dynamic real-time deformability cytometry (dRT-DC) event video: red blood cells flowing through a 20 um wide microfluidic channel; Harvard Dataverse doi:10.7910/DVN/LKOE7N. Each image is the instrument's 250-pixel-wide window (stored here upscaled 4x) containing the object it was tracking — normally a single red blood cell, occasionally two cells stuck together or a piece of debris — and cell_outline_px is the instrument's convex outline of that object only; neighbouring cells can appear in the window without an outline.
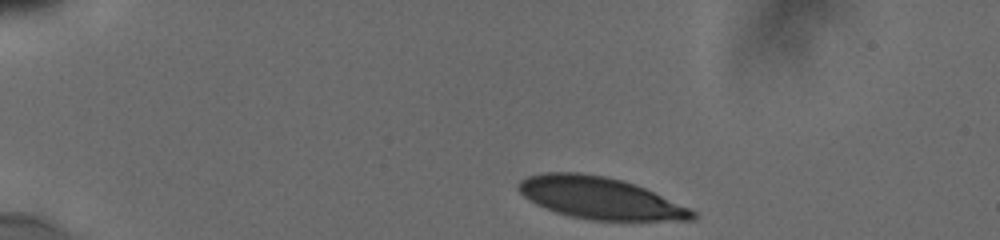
{"species": "human", "species_latin": "Homo sapiens", "temperature_condition": "cold", "stored_images_in_passage": 24, "camera_frame_rate_fps": 3000, "um_per_image_px": 0.085, "donor": {"sex": "male"}, "frame": {"image": 1, "passage_image": 1, "time_ms": 0.0, "image_size_px": [1000, 240], "cell_outline_px": [[696, 216], [692, 220], [588, 220], [568, 216], [544, 208], [528, 200], [516, 188], [516, 184], [520, 180], [528, 176], [544, 172], [576, 172], [604, 176], [636, 184], [688, 208], [696, 212]], "centroid_in_image_um": [50.92, 16.83], "position_along_channel_um": 34.1, "area_um2": 42.25}}
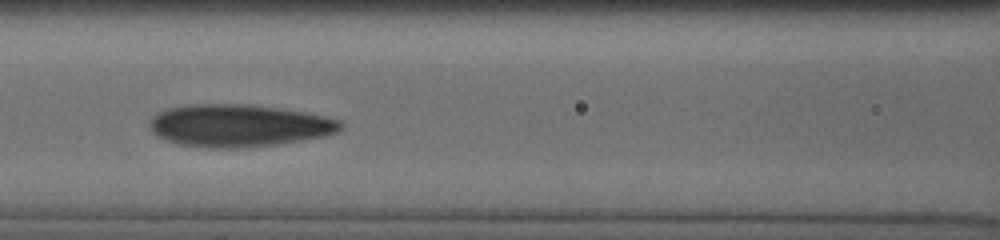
{"frame": {"image": 2, "passage_image": 14, "time_ms": 5.0, "image_size_px": [1000, 240], "cell_outline_px": [[344, 124], [340, 132], [324, 136], [304, 140], [276, 144], [244, 148], [208, 148], [180, 144], [156, 136], [152, 132], [148, 124], [152, 116], [160, 112], [172, 108], [196, 104], [248, 104], [280, 108], [304, 112], [324, 116], [340, 120]], "centroid_in_image_um": [20.33, 10.68], "position_along_channel_um": 146.3, "area_um2": 47.22}}
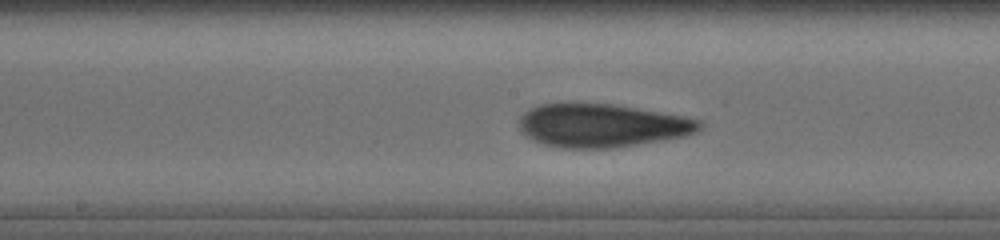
{"frame": {"image": 3, "passage_image": 18, "time_ms": 6.333, "image_size_px": [1000, 240], "cell_outline_px": [[704, 124], [696, 132], [688, 136], [612, 148], [556, 148], [532, 140], [520, 132], [520, 116], [524, 112], [540, 104], [616, 104], [684, 116], [704, 120]], "centroid_in_image_um": [51.2, 10.68], "position_along_channel_um": 197.0, "area_um2": 45.78}}